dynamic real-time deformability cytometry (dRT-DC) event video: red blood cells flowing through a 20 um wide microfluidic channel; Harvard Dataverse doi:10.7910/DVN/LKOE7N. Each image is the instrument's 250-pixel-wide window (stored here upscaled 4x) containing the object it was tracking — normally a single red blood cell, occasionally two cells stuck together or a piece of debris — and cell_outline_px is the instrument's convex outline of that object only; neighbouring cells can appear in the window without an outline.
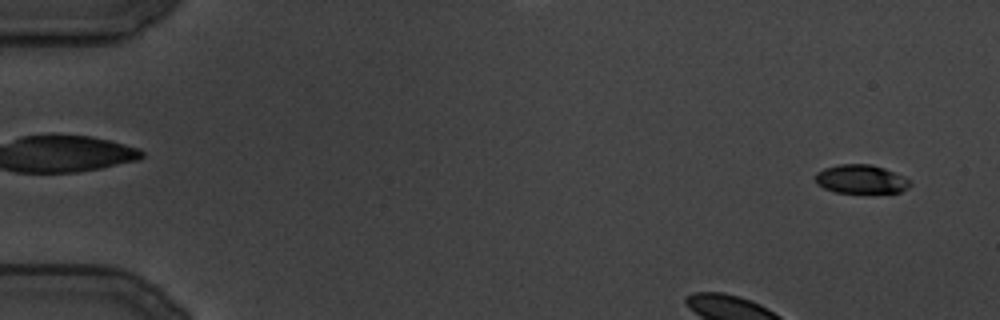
{"species": "common noctule bat (a hibernating species)", "species_latin": "Nyctalus noctula", "temperature_condition": "cold", "stored_images_in_passage": 120, "camera_frame_rate_fps": 3000, "um_per_image_px": 0.085, "animal": {"sex": "male", "body_mass_g": 19.5, "forearm_length_mm": 54.6}, "frame": {"image": 1, "passage_image": 7, "time_ms": 2.0, "image_size_px": [1000, 320], "cell_outline_px": [[912, 184], [908, 188], [900, 192], [836, 192], [824, 188], [816, 184], [816, 172], [824, 168], [840, 164], [872, 164], [884, 168], [908, 180]], "centroid_in_image_um": [73.15, 15.22], "position_along_channel_um": 11.9, "area_um2": 15.61}}
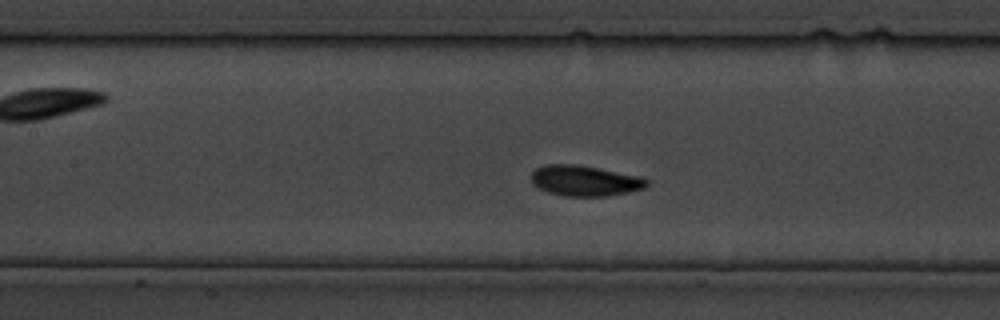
{"frame": {"image": 2, "passage_image": 51, "time_ms": 16.667, "image_size_px": [1000, 320], "cell_outline_px": [[648, 184], [644, 188], [628, 192], [604, 196], [564, 196], [548, 192], [532, 184], [532, 172], [536, 168], [544, 164], [576, 164], [644, 176], [648, 180]], "centroid_in_image_um": [49.73, 15.35], "position_along_channel_um": 157.7, "area_um2": 20.69}}
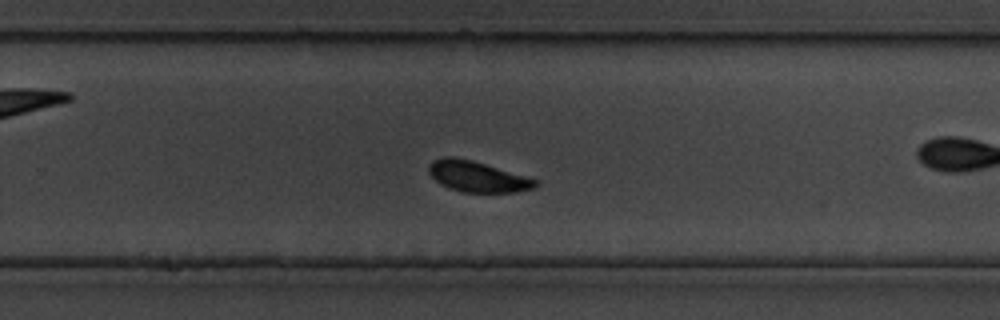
{"frame": {"image": 3, "passage_image": 76, "time_ms": 25.0, "image_size_px": [1000, 320], "cell_outline_px": [[540, 184], [536, 188], [516, 192], [464, 192], [448, 188], [440, 184], [428, 172], [428, 164], [432, 160], [440, 156], [452, 156], [472, 160], [540, 180]], "centroid_in_image_um": [40.59, 15.0], "position_along_channel_um": 289.2, "area_um2": 19.42}}